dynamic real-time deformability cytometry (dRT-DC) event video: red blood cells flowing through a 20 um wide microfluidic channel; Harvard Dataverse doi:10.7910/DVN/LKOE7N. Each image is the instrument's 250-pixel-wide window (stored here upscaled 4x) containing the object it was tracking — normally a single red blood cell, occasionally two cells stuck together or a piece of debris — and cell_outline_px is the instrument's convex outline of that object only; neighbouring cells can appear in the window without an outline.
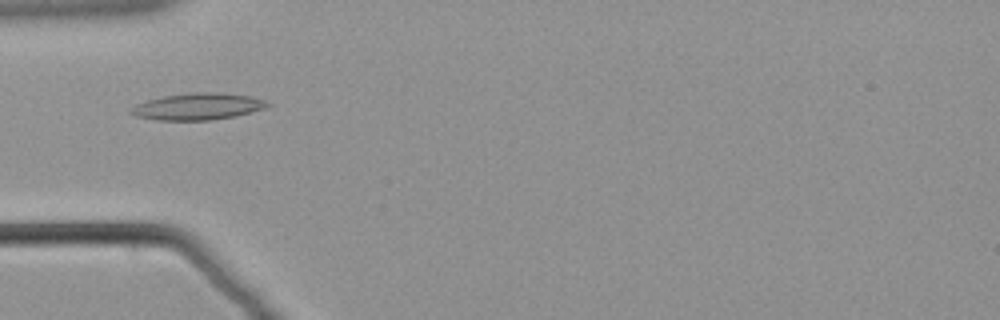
{"species": "common noctule bat (a hibernating species)", "species_latin": "Nyctalus noctula", "temperature_condition": "warm", "stored_images_in_passage": 58, "camera_frame_rate_fps": 3000, "um_per_image_px": 0.085, "animal": {"sex": "male", "body_mass_g": 21.5, "forearm_length_mm": 52.0}, "frame": {"image": 1, "passage_image": 19, "time_ms": 6.0, "image_size_px": [1000, 320], "cell_outline_px": [[272, 104], [264, 108], [236, 116], [212, 120], [156, 120], [136, 116], [128, 112], [128, 108], [136, 104], [148, 100], [164, 96], [192, 92], [216, 92], [248, 96], [264, 100]], "centroid_in_image_um": [16.77, 9.06], "position_along_channel_um": 68.2, "area_um2": 21.21}}
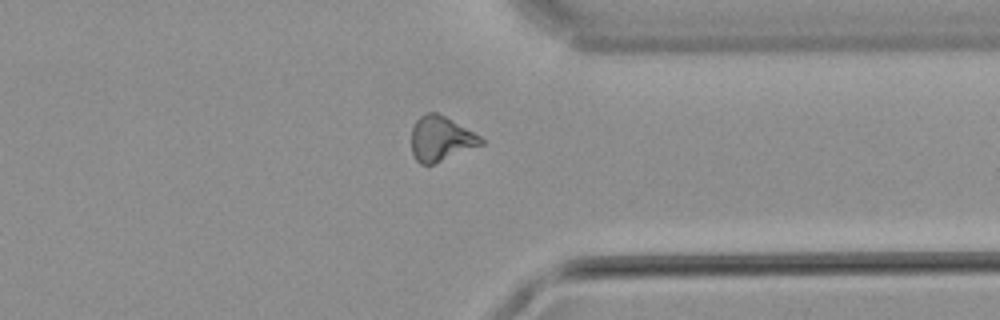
{"frame": {"image": 2, "passage_image": 45, "time_ms": 14.667, "image_size_px": [1000, 320], "cell_outline_px": [[484, 144], [432, 164], [420, 164], [416, 160], [412, 152], [412, 128], [416, 120], [420, 116], [428, 112], [436, 112], [444, 116], [480, 136], [484, 140]], "centroid_in_image_um": [37.45, 11.79], "position_along_channel_um": 373.9, "area_um2": 17.86}}
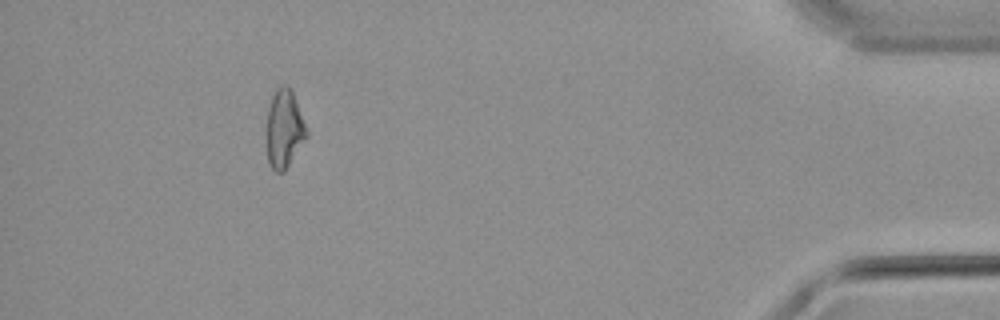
{"frame": {"image": 3, "passage_image": 53, "time_ms": 17.333, "image_size_px": [1000, 320], "cell_outline_px": [[308, 136], [284, 172], [276, 172], [268, 164], [264, 140], [264, 128], [268, 108], [272, 96], [276, 88], [280, 84], [288, 84], [292, 92], [308, 132]], "centroid_in_image_um": [24.09, 10.98], "position_along_channel_um": 411.1, "area_um2": 18.9}}